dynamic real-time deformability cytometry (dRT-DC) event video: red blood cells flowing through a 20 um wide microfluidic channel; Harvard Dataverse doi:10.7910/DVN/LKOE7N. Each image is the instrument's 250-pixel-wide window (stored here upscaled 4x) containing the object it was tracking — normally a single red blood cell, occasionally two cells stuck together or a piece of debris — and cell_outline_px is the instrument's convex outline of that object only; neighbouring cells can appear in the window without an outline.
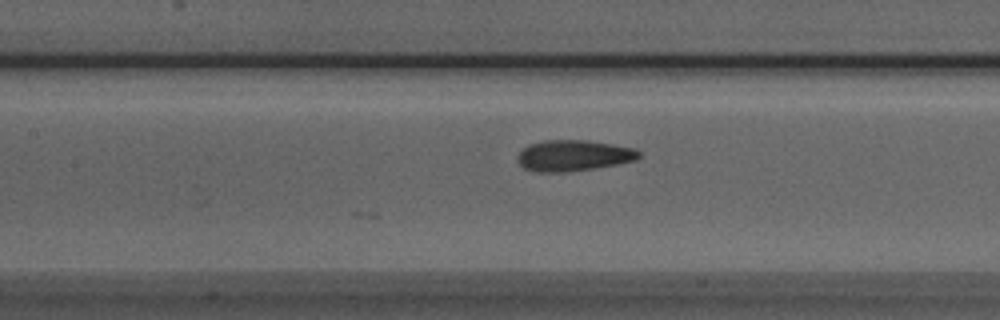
{"species": "Egyptian fruit bat (a non-hibernating species)", "species_latin": "Rousettus aegyptiacus", "temperature_condition": "room temperature", "stored_images_in_passage": 48, "camera_frame_rate_fps": 3000, "um_per_image_px": 0.085, "animal": {"sex": "male"}, "frame": {"image": 1, "passage_image": 19, "time_ms": 6.0, "image_size_px": [1000, 320], "cell_outline_px": [[640, 156], [636, 160], [616, 164], [568, 172], [536, 172], [524, 168], [516, 160], [516, 156], [528, 144], [544, 140], [588, 140], [636, 148], [640, 152]], "centroid_in_image_um": [48.72, 13.21], "position_along_channel_um": 158.7, "area_um2": 22.02}}
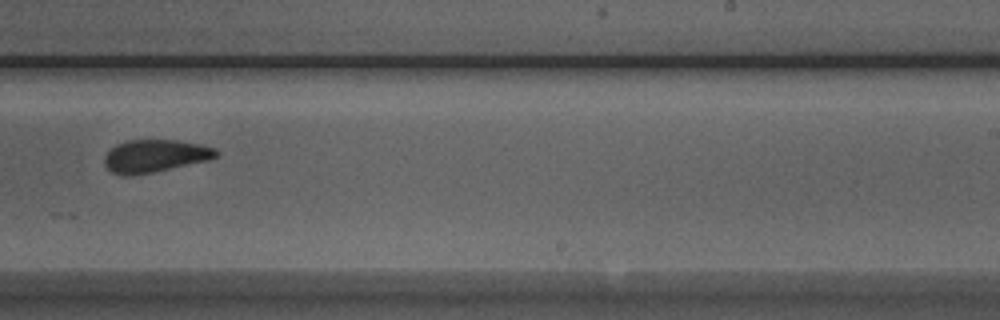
{"frame": {"image": 2, "passage_image": 28, "time_ms": 9.0, "image_size_px": [1000, 320], "cell_outline_px": [[220, 152], [216, 156], [208, 160], [152, 172], [132, 176], [120, 176], [112, 172], [104, 164], [104, 156], [116, 144], [128, 140], [176, 140], [200, 144], [216, 148]], "centroid_in_image_um": [13.16, 13.26], "position_along_channel_um": 275.8, "area_um2": 21.21}}
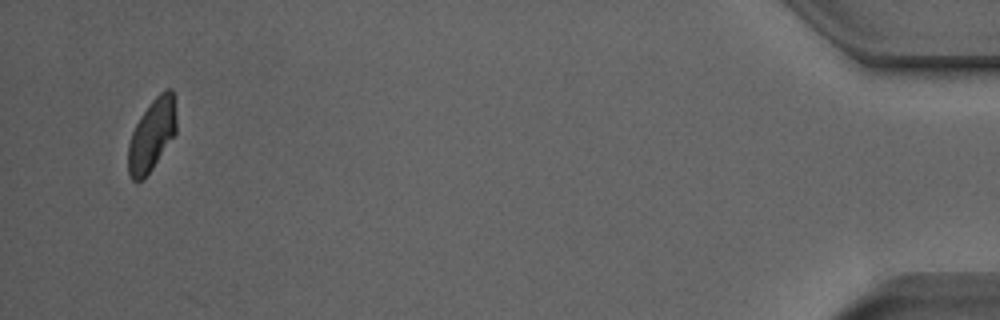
{"frame": {"image": 3, "passage_image": 46, "time_ms": 15.0, "image_size_px": [1000, 320], "cell_outline_px": [[176, 132], [144, 180], [132, 180], [128, 172], [128, 144], [132, 132], [140, 116], [152, 100], [160, 92], [168, 88], [172, 88], [176, 116]], "centroid_in_image_um": [12.9, 11.46], "position_along_channel_um": 422.3, "area_um2": 20.0}, "authors_computed_cell_mechanics": {"area_um2": 21.7328, "velocity_mm_per_s": 3.9192, "shape_relaxation_time_tau1_ms": 8.2777, "shape_relaxation_time_tau2_ms": 1.1498, "deformation_change_tau1": 0.1657, "deformation_change_tau2": 0.0539}}